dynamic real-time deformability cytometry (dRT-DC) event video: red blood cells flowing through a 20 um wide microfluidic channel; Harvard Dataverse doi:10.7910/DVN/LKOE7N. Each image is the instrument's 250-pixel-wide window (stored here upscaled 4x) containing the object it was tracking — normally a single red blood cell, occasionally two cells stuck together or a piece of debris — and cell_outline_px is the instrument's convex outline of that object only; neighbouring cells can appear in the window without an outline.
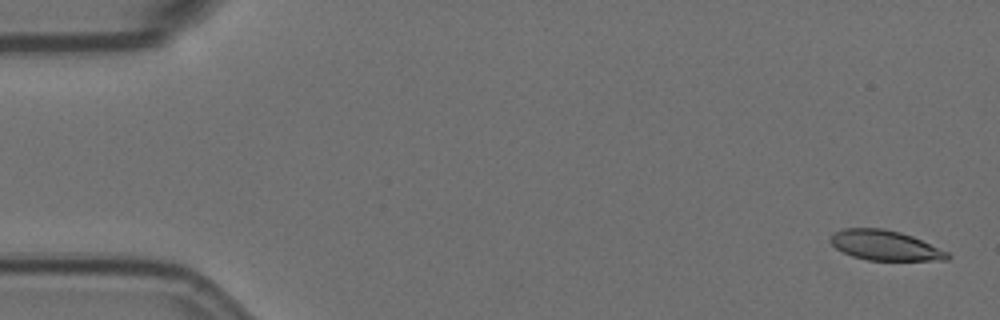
{"species": "Egyptian fruit bat (a non-hibernating species)", "species_latin": "Rousettus aegyptiacus", "temperature_condition": "room temperature", "stored_images_in_passage": 57, "camera_frame_rate_fps": 3000, "um_per_image_px": 0.085, "animal": {"sex": "female"}, "frame": {"image": 1, "passage_image": 2, "time_ms": 0.333, "image_size_px": [1000, 320], "cell_outline_px": [[952, 256], [948, 260], [868, 260], [852, 256], [836, 248], [828, 240], [836, 232], [844, 228], [880, 228], [900, 232], [912, 236], [948, 252]], "centroid_in_image_um": [75.23, 20.86], "position_along_channel_um": 9.8, "area_um2": 20.23}}
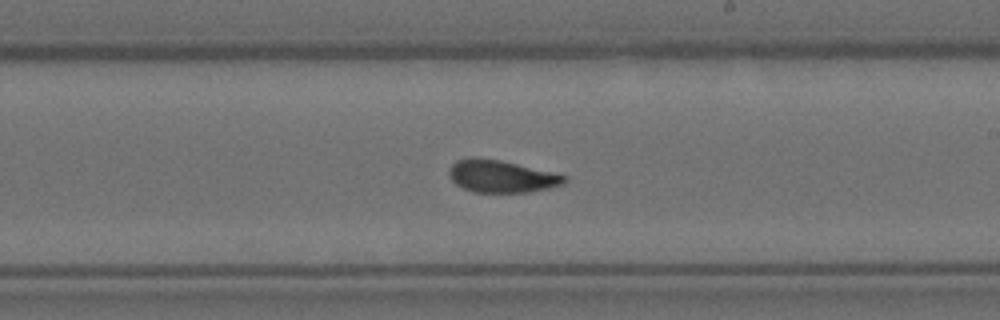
{"frame": {"image": 2, "passage_image": 33, "time_ms": 10.667, "image_size_px": [1000, 320], "cell_outline_px": [[568, 180], [564, 184], [548, 188], [528, 192], [472, 192], [456, 184], [452, 180], [448, 172], [452, 164], [456, 160], [500, 160], [552, 172], [568, 176]], "centroid_in_image_um": [42.68, 15.02], "position_along_channel_um": 246.3, "area_um2": 21.1}}
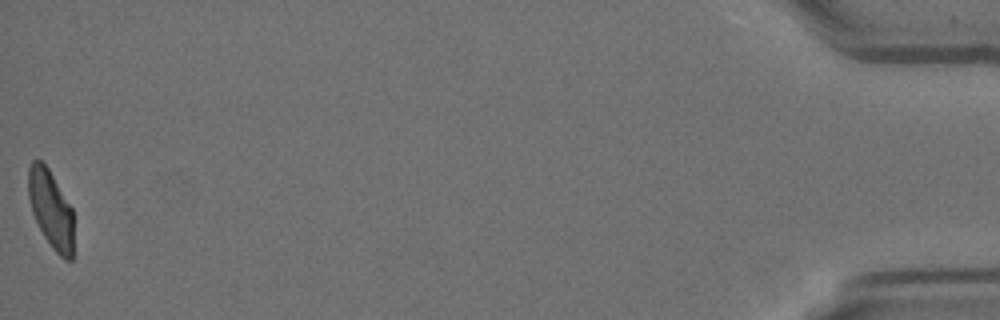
{"frame": {"image": 3, "passage_image": 57, "time_ms": 18.667, "image_size_px": [1000, 320], "cell_outline_px": [[72, 260], [64, 260], [52, 248], [44, 236], [32, 212], [28, 196], [28, 168], [32, 160], [40, 160], [48, 168], [72, 208]], "centroid_in_image_um": [4.3, 17.77], "position_along_channel_um": 430.9, "area_um2": 20.29}, "authors_computed_cell_mechanics": {"area_um2": 21.9062, "velocity_mm_per_s": 3.5594, "shape_relaxation_time_tau1_ms": 3.6905, "shape_relaxation_time_tau2_ms": 1.2112, "deformation_change_tau1": 0.1193, "deformation_change_tau2": 0.0595}}